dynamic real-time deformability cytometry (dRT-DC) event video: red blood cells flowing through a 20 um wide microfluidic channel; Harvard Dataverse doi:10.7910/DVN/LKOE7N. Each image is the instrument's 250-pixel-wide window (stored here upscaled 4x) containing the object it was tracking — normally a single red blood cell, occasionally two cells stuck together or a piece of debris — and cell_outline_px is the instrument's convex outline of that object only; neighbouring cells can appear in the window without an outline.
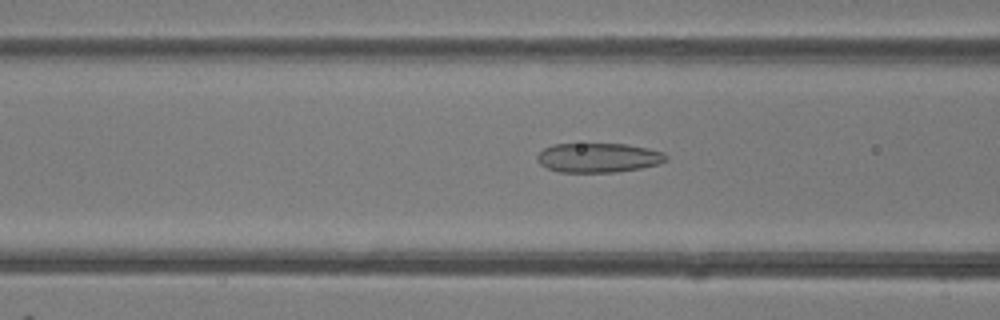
{"species": "common noctule bat (a hibernating species)", "species_latin": "Nyctalus noctula", "temperature_condition": "room temperature", "stored_images_in_passage": 42, "camera_frame_rate_fps": 3000, "um_per_image_px": 0.085, "animal": {"sex": "female"}, "frame": {"image": 1, "passage_image": 12, "time_ms": 3.667, "image_size_px": [1000, 320], "cell_outline_px": [[668, 160], [660, 164], [640, 168], [616, 172], [560, 172], [548, 168], [540, 164], [536, 160], [536, 156], [544, 148], [552, 144], [628, 144], [648, 148], [664, 152], [668, 156]], "centroid_in_image_um": [50.89, 13.4], "position_along_channel_um": 115.7, "area_um2": 22.25}}
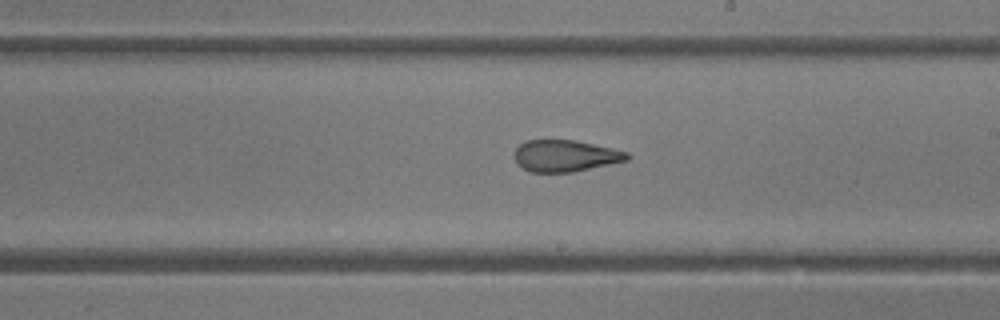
{"frame": {"image": 2, "passage_image": 21, "time_ms": 6.667, "image_size_px": [1000, 320], "cell_outline_px": [[632, 156], [628, 160], [572, 172], [532, 172], [516, 164], [516, 148], [520, 144], [528, 140], [576, 140], [612, 148], [628, 152]], "centroid_in_image_um": [48.08, 13.24], "position_along_channel_um": 240.9, "area_um2": 20.63}}
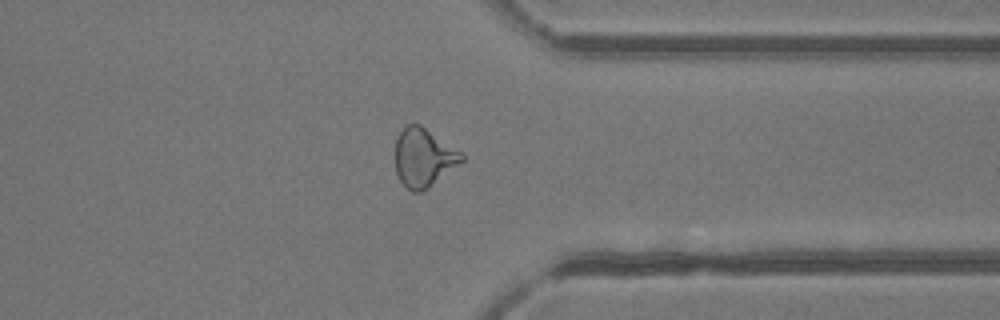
{"frame": {"image": 3, "passage_image": 31, "time_ms": 10.0, "image_size_px": [1000, 320], "cell_outline_px": [[464, 160], [428, 188], [420, 192], [412, 192], [400, 180], [396, 172], [396, 140], [404, 124], [420, 124], [464, 152]], "centroid_in_image_um": [36.03, 13.37], "position_along_channel_um": 375.4, "area_um2": 22.72}, "authors_computed_cell_mechanics": {"area_um2": 22.6865, "velocity_mm_per_s": 4.1633, "shape_relaxation_time_tau1_ms": 10.3372, "shape_relaxation_time_tau2_ms": 1.279, "deformation_change_tau1": 0.2542, "deformation_change_tau2": 0.1007}}